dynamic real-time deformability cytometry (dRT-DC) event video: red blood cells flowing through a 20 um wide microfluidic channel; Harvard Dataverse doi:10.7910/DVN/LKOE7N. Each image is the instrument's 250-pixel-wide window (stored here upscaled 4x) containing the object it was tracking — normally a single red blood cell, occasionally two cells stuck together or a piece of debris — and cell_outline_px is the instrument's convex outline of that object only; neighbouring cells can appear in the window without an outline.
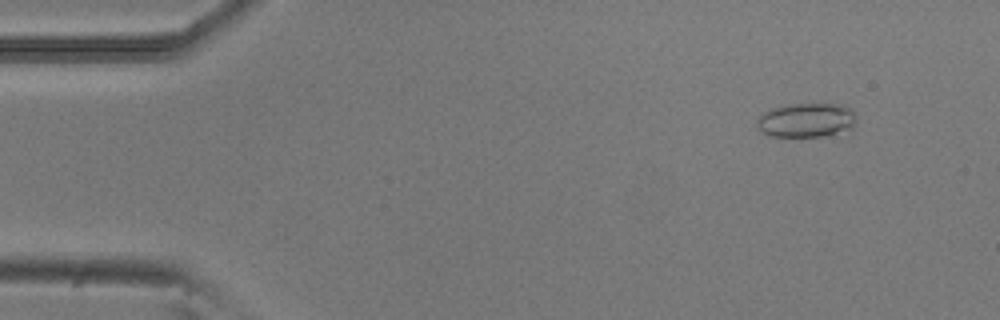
{"species": "common noctule bat (a hibernating species)", "species_latin": "Nyctalus noctula", "temperature_condition": "room temperature", "stored_images_in_passage": 5, "camera_frame_rate_fps": 3000, "um_per_image_px": 0.085, "animal": {"sex": "male", "body_mass_g": 20.5, "forearm_length_mm": 52.5}, "frame": {"image": 1, "passage_image": 2, "time_ms": 0.333, "image_size_px": [1000, 320], "cell_outline_px": [[856, 124], [852, 128], [836, 136], [768, 136], [760, 132], [756, 128], [756, 120], [764, 112], [772, 108], [788, 104], [840, 104], [852, 108], [856, 116]], "centroid_in_image_um": [68.57, 10.23], "position_along_channel_um": 16.4, "area_um2": 20.4}}